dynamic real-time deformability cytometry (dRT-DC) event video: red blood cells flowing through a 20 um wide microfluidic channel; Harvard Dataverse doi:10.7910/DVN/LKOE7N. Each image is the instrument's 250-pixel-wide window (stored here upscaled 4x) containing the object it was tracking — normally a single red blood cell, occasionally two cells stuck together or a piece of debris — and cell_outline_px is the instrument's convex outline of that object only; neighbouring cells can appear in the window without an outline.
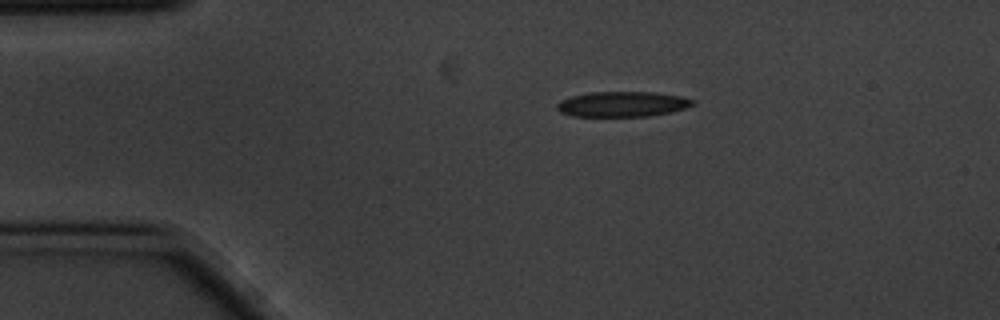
{"species": "common noctule bat (a hibernating species)", "species_latin": "Nyctalus noctula", "temperature_condition": "cold", "stored_images_in_passage": 3, "camera_frame_rate_fps": 3000, "um_per_image_px": 0.085, "animal": {"sex": "male", "body_mass_g": 20.1, "forearm_length_mm": 53.5}, "frame": {"image": 1, "passage_image": 1, "time_ms": 0.0, "image_size_px": [1000, 320], "cell_outline_px": [[696, 104], [688, 108], [672, 112], [648, 116], [572, 116], [560, 112], [556, 108], [556, 104], [560, 100], [572, 96], [588, 92], [656, 92], [680, 96], [696, 100]], "centroid_in_image_um": [52.94, 8.85], "position_along_channel_um": 32.1, "area_um2": 20.23}}
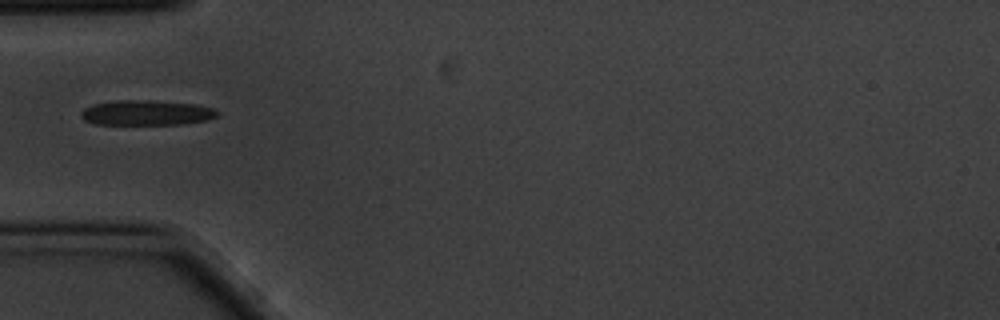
{"frame": {"image": 2, "passage_image": 3, "time_ms": 0.667, "image_size_px": [1000, 320], "cell_outline_px": [[220, 116], [208, 120], [184, 124], [96, 124], [84, 120], [80, 116], [80, 112], [84, 108], [92, 104], [116, 100], [152, 100], [196, 104], [212, 108], [220, 112]], "centroid_in_image_um": [12.47, 9.58], "position_along_channel_um": 72.5, "area_um2": 20.17}}